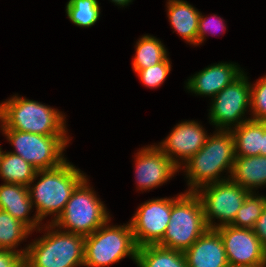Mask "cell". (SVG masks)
<instances>
[{
	"instance_id": "cell-13",
	"label": "cell",
	"mask_w": 266,
	"mask_h": 267,
	"mask_svg": "<svg viewBox=\"0 0 266 267\" xmlns=\"http://www.w3.org/2000/svg\"><path fill=\"white\" fill-rule=\"evenodd\" d=\"M205 130L198 121H183L173 127L165 140L156 146L181 168L205 145L209 137Z\"/></svg>"
},
{
	"instance_id": "cell-20",
	"label": "cell",
	"mask_w": 266,
	"mask_h": 267,
	"mask_svg": "<svg viewBox=\"0 0 266 267\" xmlns=\"http://www.w3.org/2000/svg\"><path fill=\"white\" fill-rule=\"evenodd\" d=\"M236 157L260 155L263 143V121H246L232 128Z\"/></svg>"
},
{
	"instance_id": "cell-33",
	"label": "cell",
	"mask_w": 266,
	"mask_h": 267,
	"mask_svg": "<svg viewBox=\"0 0 266 267\" xmlns=\"http://www.w3.org/2000/svg\"><path fill=\"white\" fill-rule=\"evenodd\" d=\"M133 0H111V2L115 3V5L124 7L129 5Z\"/></svg>"
},
{
	"instance_id": "cell-2",
	"label": "cell",
	"mask_w": 266,
	"mask_h": 267,
	"mask_svg": "<svg viewBox=\"0 0 266 267\" xmlns=\"http://www.w3.org/2000/svg\"><path fill=\"white\" fill-rule=\"evenodd\" d=\"M212 135L208 137L205 145L179 168L186 172L188 192H196L205 185L222 182L231 177L236 159L233 135L230 130L218 129ZM224 170L230 174L227 178L220 177Z\"/></svg>"
},
{
	"instance_id": "cell-30",
	"label": "cell",
	"mask_w": 266,
	"mask_h": 267,
	"mask_svg": "<svg viewBox=\"0 0 266 267\" xmlns=\"http://www.w3.org/2000/svg\"><path fill=\"white\" fill-rule=\"evenodd\" d=\"M0 267H25L24 255L16 251L0 249Z\"/></svg>"
},
{
	"instance_id": "cell-12",
	"label": "cell",
	"mask_w": 266,
	"mask_h": 267,
	"mask_svg": "<svg viewBox=\"0 0 266 267\" xmlns=\"http://www.w3.org/2000/svg\"><path fill=\"white\" fill-rule=\"evenodd\" d=\"M216 230L222 237L229 267H265L266 248L253 229L224 225Z\"/></svg>"
},
{
	"instance_id": "cell-29",
	"label": "cell",
	"mask_w": 266,
	"mask_h": 267,
	"mask_svg": "<svg viewBox=\"0 0 266 267\" xmlns=\"http://www.w3.org/2000/svg\"><path fill=\"white\" fill-rule=\"evenodd\" d=\"M216 15L217 14H214L213 16H210L208 18V16L205 17V15H202V13H200L198 21L197 46L205 41V37L207 36L206 33L208 34L209 31V33L212 35L215 32L217 33L219 30L225 31L226 28L225 24L223 23L224 20H222V18L220 17H217ZM220 33L222 34V32Z\"/></svg>"
},
{
	"instance_id": "cell-11",
	"label": "cell",
	"mask_w": 266,
	"mask_h": 267,
	"mask_svg": "<svg viewBox=\"0 0 266 267\" xmlns=\"http://www.w3.org/2000/svg\"><path fill=\"white\" fill-rule=\"evenodd\" d=\"M172 198H156L142 203L129 221L138 247L157 245L170 222Z\"/></svg>"
},
{
	"instance_id": "cell-16",
	"label": "cell",
	"mask_w": 266,
	"mask_h": 267,
	"mask_svg": "<svg viewBox=\"0 0 266 267\" xmlns=\"http://www.w3.org/2000/svg\"><path fill=\"white\" fill-rule=\"evenodd\" d=\"M188 267H229L224 243L216 229H207L185 252Z\"/></svg>"
},
{
	"instance_id": "cell-4",
	"label": "cell",
	"mask_w": 266,
	"mask_h": 267,
	"mask_svg": "<svg viewBox=\"0 0 266 267\" xmlns=\"http://www.w3.org/2000/svg\"><path fill=\"white\" fill-rule=\"evenodd\" d=\"M39 230H47L43 237L27 245L25 267L84 266L85 236L60 230L51 222ZM57 228V229H56Z\"/></svg>"
},
{
	"instance_id": "cell-25",
	"label": "cell",
	"mask_w": 266,
	"mask_h": 267,
	"mask_svg": "<svg viewBox=\"0 0 266 267\" xmlns=\"http://www.w3.org/2000/svg\"><path fill=\"white\" fill-rule=\"evenodd\" d=\"M100 5L97 0H69L66 3L68 19L78 27H92L100 18Z\"/></svg>"
},
{
	"instance_id": "cell-24",
	"label": "cell",
	"mask_w": 266,
	"mask_h": 267,
	"mask_svg": "<svg viewBox=\"0 0 266 267\" xmlns=\"http://www.w3.org/2000/svg\"><path fill=\"white\" fill-rule=\"evenodd\" d=\"M135 56L132 62L134 72L162 62L167 56L163 43L152 35H144L135 44Z\"/></svg>"
},
{
	"instance_id": "cell-21",
	"label": "cell",
	"mask_w": 266,
	"mask_h": 267,
	"mask_svg": "<svg viewBox=\"0 0 266 267\" xmlns=\"http://www.w3.org/2000/svg\"><path fill=\"white\" fill-rule=\"evenodd\" d=\"M137 267H188L184 252L159 245L138 247Z\"/></svg>"
},
{
	"instance_id": "cell-6",
	"label": "cell",
	"mask_w": 266,
	"mask_h": 267,
	"mask_svg": "<svg viewBox=\"0 0 266 267\" xmlns=\"http://www.w3.org/2000/svg\"><path fill=\"white\" fill-rule=\"evenodd\" d=\"M110 221L85 236V267H108L127 256L136 263L138 246L130 223L112 226Z\"/></svg>"
},
{
	"instance_id": "cell-23",
	"label": "cell",
	"mask_w": 266,
	"mask_h": 267,
	"mask_svg": "<svg viewBox=\"0 0 266 267\" xmlns=\"http://www.w3.org/2000/svg\"><path fill=\"white\" fill-rule=\"evenodd\" d=\"M30 234L32 231L25 224L0 209V249L16 251L25 256L27 248H16Z\"/></svg>"
},
{
	"instance_id": "cell-8",
	"label": "cell",
	"mask_w": 266,
	"mask_h": 267,
	"mask_svg": "<svg viewBox=\"0 0 266 267\" xmlns=\"http://www.w3.org/2000/svg\"><path fill=\"white\" fill-rule=\"evenodd\" d=\"M0 130L15 148L10 152L21 156L37 170L52 169L67 160L63 152L70 141L68 135H39L11 129Z\"/></svg>"
},
{
	"instance_id": "cell-17",
	"label": "cell",
	"mask_w": 266,
	"mask_h": 267,
	"mask_svg": "<svg viewBox=\"0 0 266 267\" xmlns=\"http://www.w3.org/2000/svg\"><path fill=\"white\" fill-rule=\"evenodd\" d=\"M32 208L34 207L27 186L4 182L0 185V209L21 221L32 232L36 229L40 232L42 222L36 215L33 218L29 216Z\"/></svg>"
},
{
	"instance_id": "cell-1",
	"label": "cell",
	"mask_w": 266,
	"mask_h": 267,
	"mask_svg": "<svg viewBox=\"0 0 266 267\" xmlns=\"http://www.w3.org/2000/svg\"><path fill=\"white\" fill-rule=\"evenodd\" d=\"M38 177L40 179L35 184ZM85 178L86 174L68 160L52 169L37 170L28 189L39 220L42 222L45 217L52 215L54 217L51 223L55 221L63 212L75 188Z\"/></svg>"
},
{
	"instance_id": "cell-3",
	"label": "cell",
	"mask_w": 266,
	"mask_h": 267,
	"mask_svg": "<svg viewBox=\"0 0 266 267\" xmlns=\"http://www.w3.org/2000/svg\"><path fill=\"white\" fill-rule=\"evenodd\" d=\"M65 119L59 110L16 94L0 103V129L39 135H67Z\"/></svg>"
},
{
	"instance_id": "cell-9",
	"label": "cell",
	"mask_w": 266,
	"mask_h": 267,
	"mask_svg": "<svg viewBox=\"0 0 266 267\" xmlns=\"http://www.w3.org/2000/svg\"><path fill=\"white\" fill-rule=\"evenodd\" d=\"M203 206L205 222L209 229L230 225L247 195L250 193L231 179L211 183L195 192ZM219 219L218 223L214 220Z\"/></svg>"
},
{
	"instance_id": "cell-28",
	"label": "cell",
	"mask_w": 266,
	"mask_h": 267,
	"mask_svg": "<svg viewBox=\"0 0 266 267\" xmlns=\"http://www.w3.org/2000/svg\"><path fill=\"white\" fill-rule=\"evenodd\" d=\"M251 120L266 122V75L251 84Z\"/></svg>"
},
{
	"instance_id": "cell-10",
	"label": "cell",
	"mask_w": 266,
	"mask_h": 267,
	"mask_svg": "<svg viewBox=\"0 0 266 267\" xmlns=\"http://www.w3.org/2000/svg\"><path fill=\"white\" fill-rule=\"evenodd\" d=\"M251 86L247 75L243 72L235 81L223 88L211 98L209 122L218 130H231L251 120L244 118L247 108L251 107Z\"/></svg>"
},
{
	"instance_id": "cell-18",
	"label": "cell",
	"mask_w": 266,
	"mask_h": 267,
	"mask_svg": "<svg viewBox=\"0 0 266 267\" xmlns=\"http://www.w3.org/2000/svg\"><path fill=\"white\" fill-rule=\"evenodd\" d=\"M166 7L174 31L187 43L197 46L200 11L184 0H168Z\"/></svg>"
},
{
	"instance_id": "cell-19",
	"label": "cell",
	"mask_w": 266,
	"mask_h": 267,
	"mask_svg": "<svg viewBox=\"0 0 266 267\" xmlns=\"http://www.w3.org/2000/svg\"><path fill=\"white\" fill-rule=\"evenodd\" d=\"M230 179L255 193V189L266 185V156L236 157Z\"/></svg>"
},
{
	"instance_id": "cell-14",
	"label": "cell",
	"mask_w": 266,
	"mask_h": 267,
	"mask_svg": "<svg viewBox=\"0 0 266 267\" xmlns=\"http://www.w3.org/2000/svg\"><path fill=\"white\" fill-rule=\"evenodd\" d=\"M135 154V177L142 192L163 185L179 171L156 145L144 146Z\"/></svg>"
},
{
	"instance_id": "cell-26",
	"label": "cell",
	"mask_w": 266,
	"mask_h": 267,
	"mask_svg": "<svg viewBox=\"0 0 266 267\" xmlns=\"http://www.w3.org/2000/svg\"><path fill=\"white\" fill-rule=\"evenodd\" d=\"M265 207L266 196H258V194L250 192L230 225L237 228L253 229Z\"/></svg>"
},
{
	"instance_id": "cell-32",
	"label": "cell",
	"mask_w": 266,
	"mask_h": 267,
	"mask_svg": "<svg viewBox=\"0 0 266 267\" xmlns=\"http://www.w3.org/2000/svg\"><path fill=\"white\" fill-rule=\"evenodd\" d=\"M260 155L266 156V122H263V143L260 149Z\"/></svg>"
},
{
	"instance_id": "cell-22",
	"label": "cell",
	"mask_w": 266,
	"mask_h": 267,
	"mask_svg": "<svg viewBox=\"0 0 266 267\" xmlns=\"http://www.w3.org/2000/svg\"><path fill=\"white\" fill-rule=\"evenodd\" d=\"M36 172L37 169L21 156L2 150L0 154V178L3 179L4 183L28 187Z\"/></svg>"
},
{
	"instance_id": "cell-27",
	"label": "cell",
	"mask_w": 266,
	"mask_h": 267,
	"mask_svg": "<svg viewBox=\"0 0 266 267\" xmlns=\"http://www.w3.org/2000/svg\"><path fill=\"white\" fill-rule=\"evenodd\" d=\"M170 58L167 56L162 62L148 68L138 70L137 77L148 88H158L164 83L171 71Z\"/></svg>"
},
{
	"instance_id": "cell-15",
	"label": "cell",
	"mask_w": 266,
	"mask_h": 267,
	"mask_svg": "<svg viewBox=\"0 0 266 267\" xmlns=\"http://www.w3.org/2000/svg\"><path fill=\"white\" fill-rule=\"evenodd\" d=\"M236 64L219 62L218 64L209 65L189 77L185 88L196 95L213 98L244 72Z\"/></svg>"
},
{
	"instance_id": "cell-31",
	"label": "cell",
	"mask_w": 266,
	"mask_h": 267,
	"mask_svg": "<svg viewBox=\"0 0 266 267\" xmlns=\"http://www.w3.org/2000/svg\"><path fill=\"white\" fill-rule=\"evenodd\" d=\"M253 231L266 248V207L263 209L261 216L256 221Z\"/></svg>"
},
{
	"instance_id": "cell-5",
	"label": "cell",
	"mask_w": 266,
	"mask_h": 267,
	"mask_svg": "<svg viewBox=\"0 0 266 267\" xmlns=\"http://www.w3.org/2000/svg\"><path fill=\"white\" fill-rule=\"evenodd\" d=\"M170 222L159 246L185 252L207 229L204 210L195 192L172 197Z\"/></svg>"
},
{
	"instance_id": "cell-7",
	"label": "cell",
	"mask_w": 266,
	"mask_h": 267,
	"mask_svg": "<svg viewBox=\"0 0 266 267\" xmlns=\"http://www.w3.org/2000/svg\"><path fill=\"white\" fill-rule=\"evenodd\" d=\"M88 181L86 177L75 188L63 212L52 222L60 230L87 236L110 220L106 206Z\"/></svg>"
}]
</instances>
